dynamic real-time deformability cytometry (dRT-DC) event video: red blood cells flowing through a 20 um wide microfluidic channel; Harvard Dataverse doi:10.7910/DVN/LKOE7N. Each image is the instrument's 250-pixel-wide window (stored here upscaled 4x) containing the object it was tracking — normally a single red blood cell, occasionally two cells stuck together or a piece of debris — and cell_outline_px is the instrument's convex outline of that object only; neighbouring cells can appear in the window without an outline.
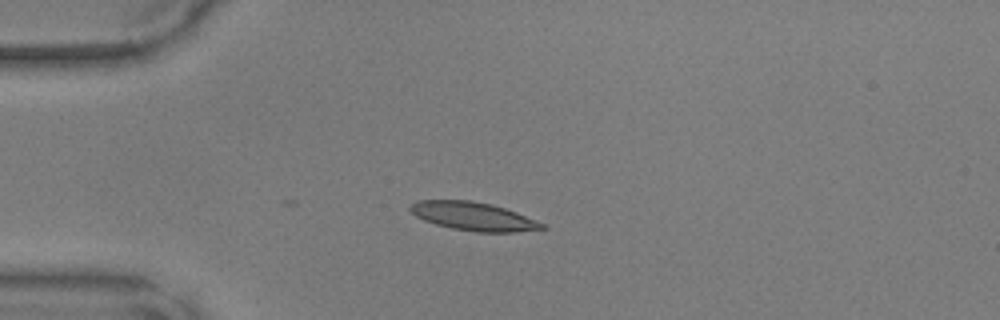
{"species": "common noctule bat (a hibernating species)", "species_latin": "Nyctalus noctula", "temperature_condition": "warm", "stored_images_in_passage": 29, "camera_frame_rate_fps": 3000, "um_per_image_px": 0.085, "animal": {"sex": "male", "body_mass_g": 17.9, "forearm_length_mm": 54.2}, "frame": {"image": 1, "passage_image": 1, "time_ms": 0.0, "image_size_px": [1000, 320], "cell_outline_px": [[548, 228], [516, 232], [476, 232], [452, 228], [436, 224], [424, 220], [416, 216], [408, 208], [416, 200], [472, 200], [492, 204], [516, 212], [548, 224]], "centroid_in_image_um": [40.29, 18.39], "position_along_channel_um": 44.7, "area_um2": 21.96}}
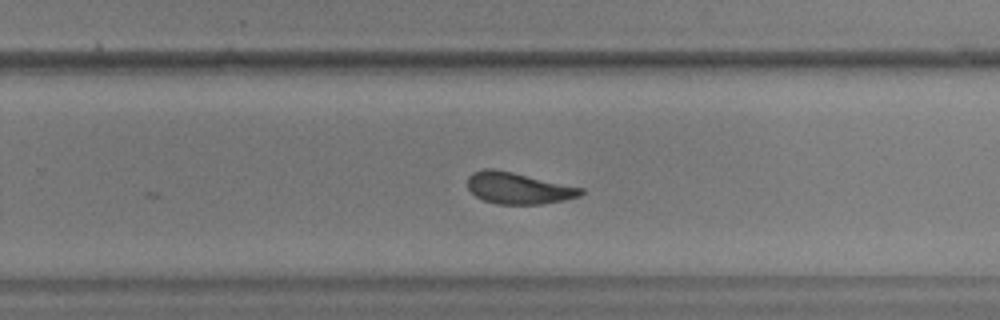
{"frame": {"image": 2, "passage_image": 20, "time_ms": 6.333, "image_size_px": [1000, 320], "cell_outline_px": [[584, 192], [580, 196], [564, 200], [540, 204], [496, 204], [484, 200], [476, 196], [468, 188], [468, 176], [472, 172], [484, 168], [492, 168], [512, 172], [584, 188]], "centroid_in_image_um": [44.05, 15.99], "position_along_channel_um": 285.8, "area_um2": 20.75}}
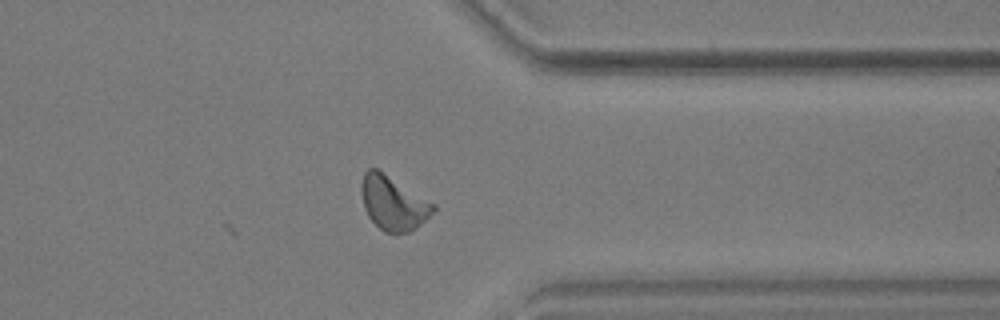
{"frame": {"image": 3, "passage_image": 27, "time_ms": 8.667, "image_size_px": [1000, 320], "cell_outline_px": [[436, 208], [416, 228], [408, 232], [384, 232], [368, 216], [364, 208], [360, 192], [360, 184], [364, 172], [368, 168], [376, 168], [436, 204]], "centroid_in_image_um": [33.39, 17.23], "position_along_channel_um": 378.0, "area_um2": 22.43}}